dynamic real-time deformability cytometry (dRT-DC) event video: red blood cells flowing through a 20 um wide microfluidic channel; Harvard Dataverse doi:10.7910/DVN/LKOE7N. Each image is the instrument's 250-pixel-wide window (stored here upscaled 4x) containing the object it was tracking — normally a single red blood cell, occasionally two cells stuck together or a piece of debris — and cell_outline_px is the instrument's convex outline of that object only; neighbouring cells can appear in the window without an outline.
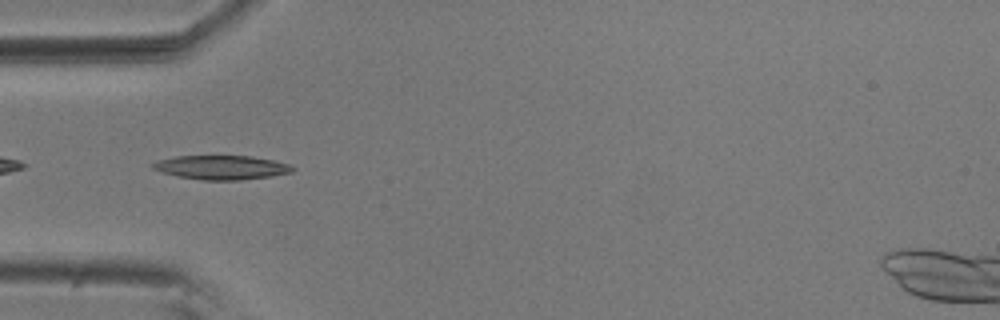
{"species": "common noctule bat (a hibernating species)", "species_latin": "Nyctalus noctula", "temperature_condition": "room temperature", "stored_images_in_passage": 40, "camera_frame_rate_fps": 3000, "um_per_image_px": 0.085, "animal": {"sex": "male", "body_mass_g": 20.5, "forearm_length_mm": 52.5}, "frame": {"image": 1, "passage_image": 3, "time_ms": 0.667, "image_size_px": [1000, 320], "cell_outline_px": [[296, 168], [292, 172], [272, 176], [240, 180], [204, 180], [176, 176], [152, 168], [148, 164], [156, 160], [176, 156], [252, 156], [272, 160], [288, 164]], "centroid_in_image_um": [18.8, 14.23], "position_along_channel_um": 66.2, "area_um2": 19.65}}
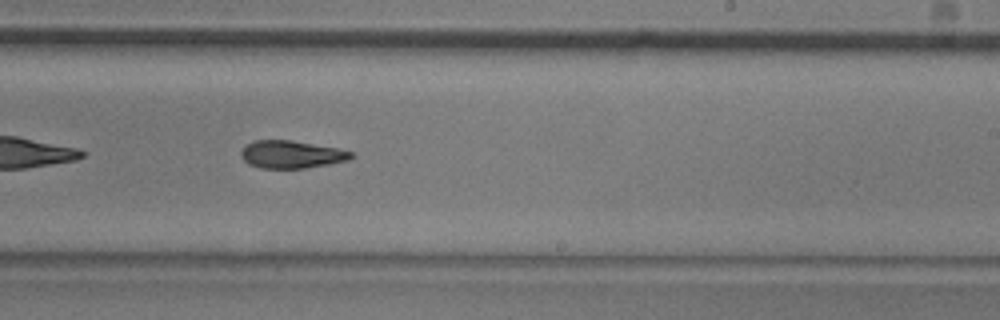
{"frame": {"image": 2, "passage_image": 19, "time_ms": 6.0, "image_size_px": [1000, 320], "cell_outline_px": [[356, 156], [348, 160], [328, 164], [304, 168], [260, 168], [248, 164], [240, 156], [240, 152], [248, 144], [256, 140], [292, 140], [336, 148], [352, 152]], "centroid_in_image_um": [24.77, 13.13], "position_along_channel_um": 264.2, "area_um2": 17.63}}
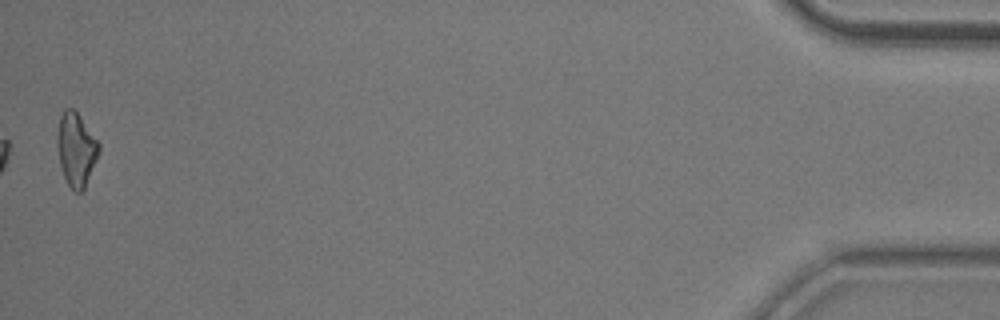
{"frame": {"image": 3, "passage_image": 40, "time_ms": 13.0, "image_size_px": [1000, 320], "cell_outline_px": [[100, 152], [84, 188], [80, 192], [76, 192], [68, 184], [64, 176], [60, 164], [56, 144], [56, 136], [60, 116], [64, 108], [72, 108], [76, 112], [100, 144]], "centroid_in_image_um": [6.46, 12.68], "position_along_channel_um": 428.7, "area_um2": 17.63}, "authors_computed_cell_mechanics": {"area_um2": 18.1203, "velocity_mm_per_s": 3.6978, "shape_relaxation_time_tau1_ms": 7.7763, "shape_relaxation_time_tau2_ms": 3.4741, "deformation_change_tau1": 0.1938, "deformation_change_tau2": 0.112}}